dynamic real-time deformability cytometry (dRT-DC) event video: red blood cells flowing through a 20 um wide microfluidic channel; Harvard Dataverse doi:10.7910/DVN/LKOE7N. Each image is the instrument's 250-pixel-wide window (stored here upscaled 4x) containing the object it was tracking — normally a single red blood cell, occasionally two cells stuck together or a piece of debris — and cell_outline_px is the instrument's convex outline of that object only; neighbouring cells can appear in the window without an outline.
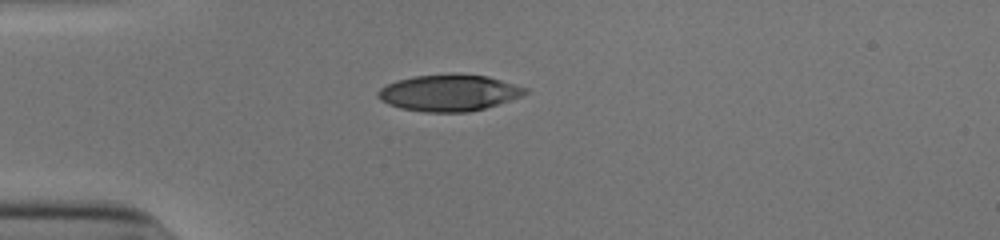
{"species": "human", "species_latin": "Homo sapiens", "temperature_condition": "cold", "stored_images_in_passage": 39, "camera_frame_rate_fps": 3000, "um_per_image_px": 0.085, "donor": {"sex": "male"}, "frame": {"image": 1, "passage_image": 1, "time_ms": 0.0, "image_size_px": [1000, 240], "cell_outline_px": [[528, 92], [520, 96], [484, 108], [468, 112], [424, 112], [400, 108], [388, 104], [380, 100], [376, 96], [376, 92], [380, 88], [388, 84], [400, 80], [416, 76], [488, 76], [516, 84], [528, 88]], "centroid_in_image_um": [38.14, 7.92], "position_along_channel_um": 46.9, "area_um2": 30.4}}
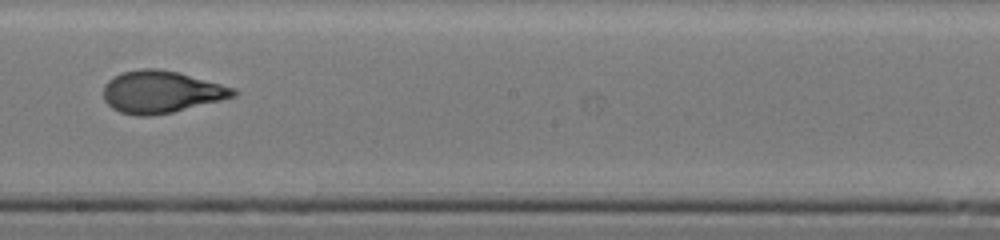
{"frame": {"image": 2, "passage_image": 17, "time_ms": 5.333, "image_size_px": [1000, 240], "cell_outline_px": [[240, 92], [236, 96], [172, 112], [152, 116], [136, 116], [120, 112], [112, 108], [104, 100], [104, 84], [112, 76], [120, 72], [140, 68], [156, 68], [176, 72], [236, 88]], "centroid_in_image_um": [13.67, 7.81], "position_along_channel_um": 234.5, "area_um2": 31.96}}
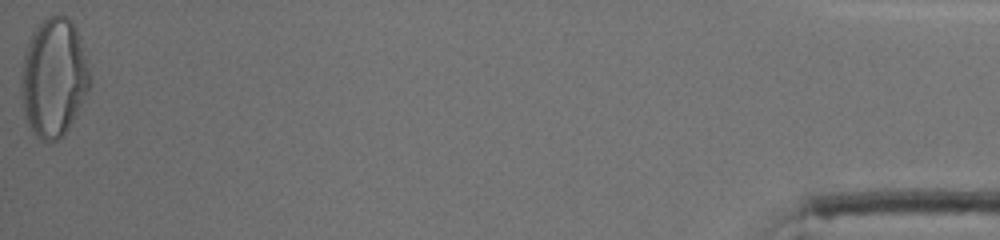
{"frame": {"image": 3, "passage_image": 39, "time_ms": 12.667, "image_size_px": [1000, 240], "cell_outline_px": [[92, 76], [88, 88], [64, 136], [56, 140], [44, 140], [36, 136], [28, 124], [24, 116], [20, 92], [20, 88], [24, 56], [32, 32], [48, 16], [56, 12], [64, 16], [76, 28], [84, 48]], "centroid_in_image_um": [4.56, 6.58], "position_along_channel_um": 430.6, "area_um2": 47.16}, "authors_computed_cell_mechanics": {"area_um2": 31.9634, "velocity_mm_per_s": 3.9271, "shape_relaxation_time_tau1_ms": 6.834, "shape_relaxation_time_tau2_ms": 1.0318, "deformation_change_tau1": 0.2812, "deformation_change_tau2": 0.0757}}